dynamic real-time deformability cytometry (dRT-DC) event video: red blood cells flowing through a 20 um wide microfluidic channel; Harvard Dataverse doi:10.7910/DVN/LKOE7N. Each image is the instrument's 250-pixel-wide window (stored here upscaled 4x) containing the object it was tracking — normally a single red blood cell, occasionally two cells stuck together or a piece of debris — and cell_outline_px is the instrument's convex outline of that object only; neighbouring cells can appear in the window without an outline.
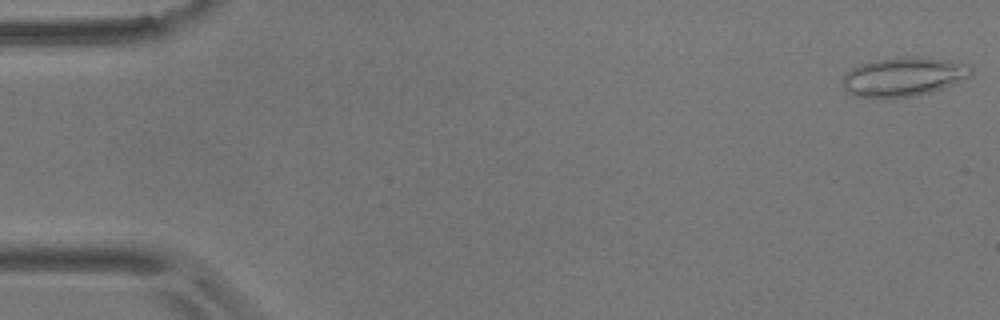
{"species": "common noctule bat (a hibernating species)", "species_latin": "Nyctalus noctula", "temperature_condition": "room temperature", "stored_images_in_passage": 8, "camera_frame_rate_fps": 3000, "um_per_image_px": 0.085, "animal": {"sex": "male", "body_mass_g": 17.9}, "frame": {"image": 1, "passage_image": 1, "time_ms": 0.0, "image_size_px": [1000, 320], "cell_outline_px": [[972, 76], [940, 88], [928, 92], [912, 96], [876, 100], [856, 96], [848, 92], [844, 88], [844, 76], [852, 68], [860, 64], [876, 60], [896, 56], [920, 56], [952, 60], [968, 64], [972, 68]], "centroid_in_image_um": [76.8, 6.52], "position_along_channel_um": 8.2, "area_um2": 29.59}}
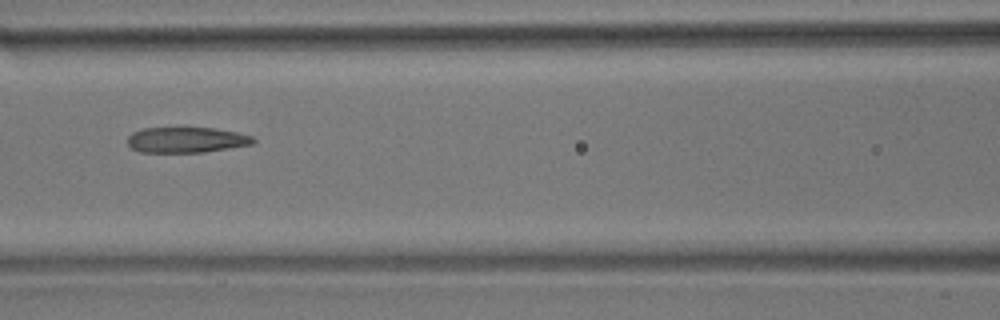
{"frame": {"image": 2, "passage_image": 7, "time_ms": 7.667, "image_size_px": [1000, 320], "cell_outline_px": [[256, 140], [252, 144], [204, 152], [140, 152], [132, 148], [128, 144], [128, 136], [132, 132], [140, 128], [212, 128], [236, 132], [252, 136]], "centroid_in_image_um": [15.81, 11.89], "position_along_channel_um": 150.8, "area_um2": 18.61}}
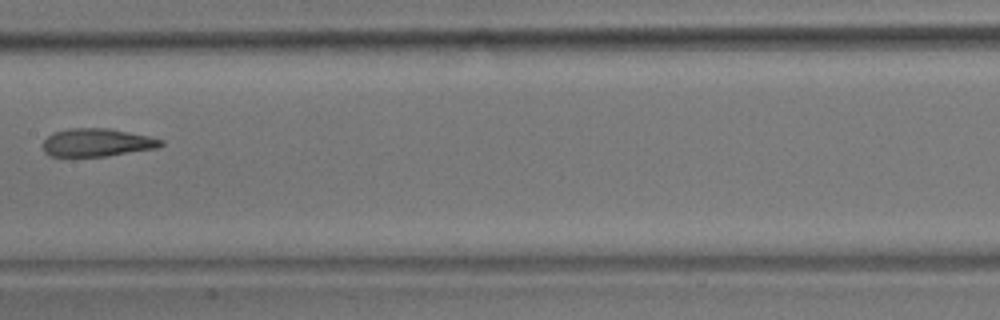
{"frame": {"image": 3, "passage_image": 8, "time_ms": 9.0, "image_size_px": [1000, 320], "cell_outline_px": [[164, 144], [160, 148], [108, 156], [48, 156], [44, 152], [44, 140], [52, 132], [68, 128], [108, 128], [148, 136], [164, 140]], "centroid_in_image_um": [8.27, 12.12], "position_along_channel_um": 199.1, "area_um2": 19.42}}